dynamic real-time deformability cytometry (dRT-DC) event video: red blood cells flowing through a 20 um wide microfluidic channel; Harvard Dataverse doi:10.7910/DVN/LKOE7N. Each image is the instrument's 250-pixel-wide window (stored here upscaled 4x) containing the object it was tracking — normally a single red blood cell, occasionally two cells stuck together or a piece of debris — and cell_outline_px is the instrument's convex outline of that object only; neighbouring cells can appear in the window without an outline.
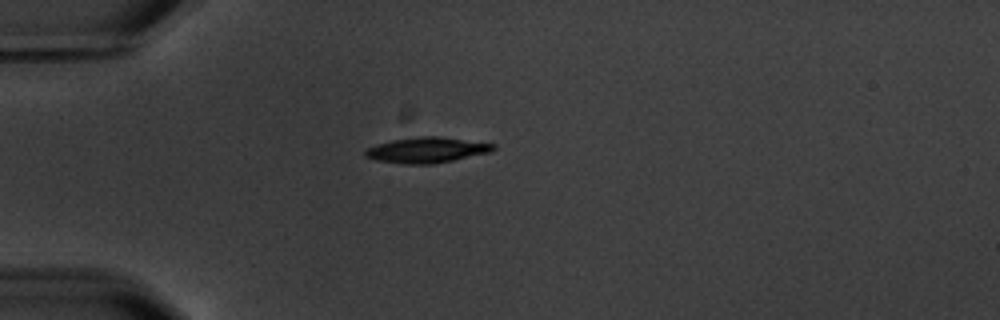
{"species": "common noctule bat (a hibernating species)", "species_latin": "Nyctalus noctula", "temperature_condition": "warm", "stored_images_in_passage": 3, "camera_frame_rate_fps": 3000, "um_per_image_px": 0.085, "animal": {"sex": "male", "body_mass_g": 20.1, "forearm_length_mm": 53.5}, "frame": {"image": 1, "passage_image": 1, "time_ms": 0.0, "image_size_px": [1000, 320], "cell_outline_px": [[496, 148], [492, 152], [432, 164], [404, 164], [376, 160], [364, 156], [364, 152], [368, 148], [392, 140], [420, 136], [436, 136], [496, 144]], "centroid_in_image_um": [36.3, 12.76], "position_along_channel_um": 48.7, "area_um2": 18.84}}
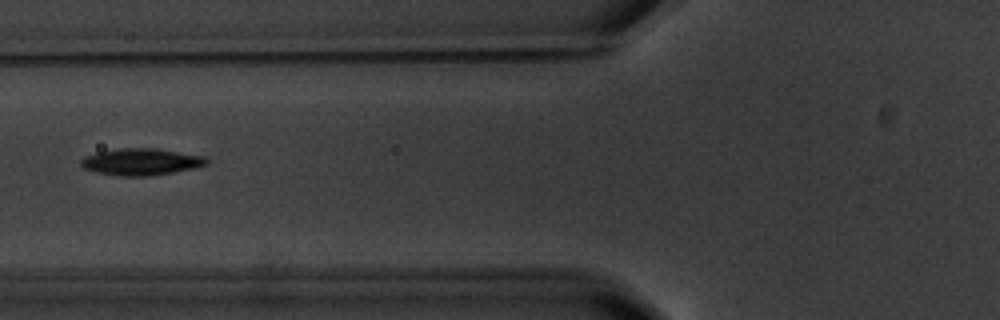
{"frame": {"image": 2, "passage_image": 3, "time_ms": 2.333, "image_size_px": [1000, 320], "cell_outline_px": [[208, 164], [192, 168], [172, 172], [148, 176], [120, 176], [96, 172], [84, 168], [80, 164], [80, 160], [84, 156], [96, 152], [120, 148], [156, 148], [204, 156], [208, 160]], "centroid_in_image_um": [11.96, 13.74], "position_along_channel_um": 113.8, "area_um2": 19.54}}